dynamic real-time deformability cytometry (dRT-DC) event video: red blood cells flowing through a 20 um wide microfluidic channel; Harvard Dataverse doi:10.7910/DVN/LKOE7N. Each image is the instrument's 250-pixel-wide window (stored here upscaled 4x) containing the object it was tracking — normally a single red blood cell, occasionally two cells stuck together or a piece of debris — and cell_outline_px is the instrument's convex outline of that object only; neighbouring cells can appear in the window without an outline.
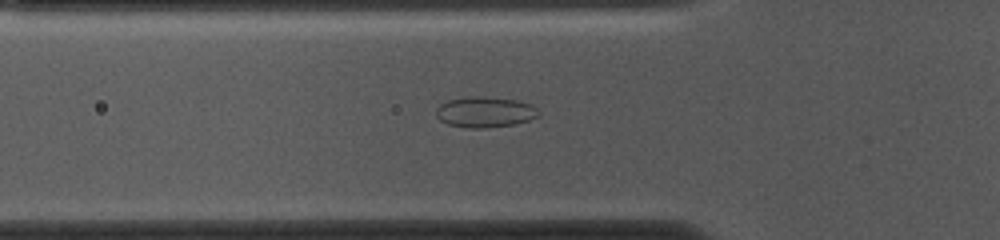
{"species": "common noctule bat (a hibernating species)", "species_latin": "Nyctalus noctula", "temperature_condition": "cold", "stored_images_in_passage": 54, "camera_frame_rate_fps": 3000, "um_per_image_px": 0.085, "animal": {"sex": "female", "body_mass_g": 10.0, "forearm_length_mm": 53.1}, "frame": {"image": 1, "passage_image": 17, "time_ms": 5.333, "image_size_px": [1000, 240], "cell_outline_px": [[540, 116], [528, 120], [512, 124], [484, 128], [468, 128], [448, 124], [440, 120], [436, 116], [436, 108], [440, 104], [448, 100], [476, 96], [484, 96], [516, 100], [532, 104], [540, 112]], "centroid_in_image_um": [41.23, 9.52], "position_along_channel_um": 84.6, "area_um2": 18.26}}
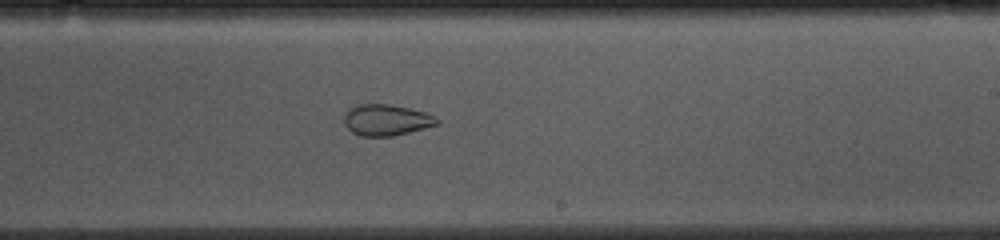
{"frame": {"image": 2, "passage_image": 31, "time_ms": 10.0, "image_size_px": [1000, 240], "cell_outline_px": [[440, 124], [392, 136], [360, 136], [352, 132], [344, 124], [344, 116], [348, 108], [356, 104], [388, 104], [428, 112], [436, 116], [440, 120]], "centroid_in_image_um": [32.85, 10.19], "position_along_channel_um": 256.1, "area_um2": 17.05}}
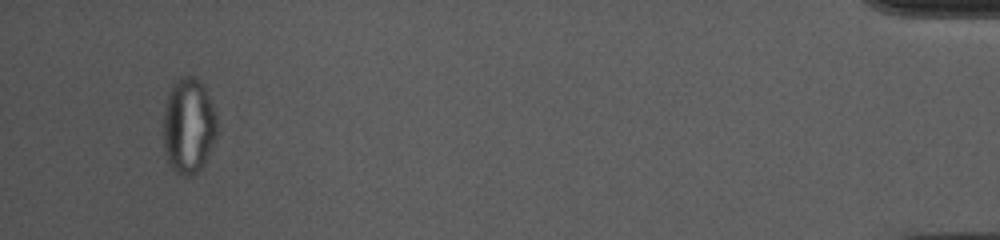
{"frame": {"image": 3, "passage_image": 51, "time_ms": 16.667, "image_size_px": [1000, 240], "cell_outline_px": [[216, 136], [208, 156], [204, 164], [192, 176], [184, 176], [176, 172], [172, 168], [164, 152], [164, 108], [172, 84], [180, 76], [196, 76], [204, 84], [216, 116]], "centroid_in_image_um": [16.03, 10.67], "position_along_channel_um": 419.2, "area_um2": 29.94}, "authors_computed_cell_mechanics": {"area_um2": 23.2067, "velocity_mm_per_s": 3.6681, "shape_relaxation_time_tau1_ms": null, "shape_relaxation_time_tau2_ms": 1.7941, "deformation_change_tau1": null, "deformation_change_tau2": 0.0577}}